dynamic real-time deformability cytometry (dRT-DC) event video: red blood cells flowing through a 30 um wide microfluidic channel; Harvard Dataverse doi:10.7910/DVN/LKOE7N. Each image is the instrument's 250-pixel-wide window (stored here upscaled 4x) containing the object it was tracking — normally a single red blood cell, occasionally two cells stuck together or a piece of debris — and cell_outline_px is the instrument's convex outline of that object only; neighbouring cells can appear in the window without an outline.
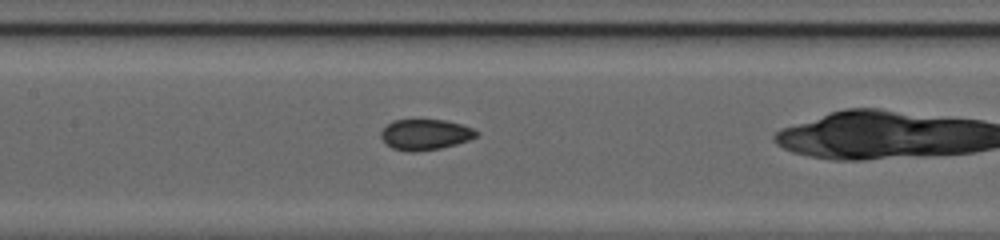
{"species": "common noctule bat (a hibernating species)", "species_latin": "Nyctalus noctula", "temperature_condition": "cold", "stored_images_in_passage": 40, "camera_frame_rate_fps": 3000, "um_per_image_px": 0.085, "animal": {"sex": "female", "body_mass_g": 20.0, "forearm_length_mm": 54.0}, "frame": {"image": 1, "passage_image": 24, "time_ms": 7.667, "image_size_px": [1000, 240], "cell_outline_px": [[480, 136], [456, 144], [440, 148], [416, 152], [408, 152], [392, 148], [384, 144], [380, 136], [380, 132], [392, 120], [444, 120], [460, 124], [472, 128], [480, 132]], "centroid_in_image_um": [36.13, 11.45], "position_along_channel_um": 171.3, "area_um2": 17.22}}
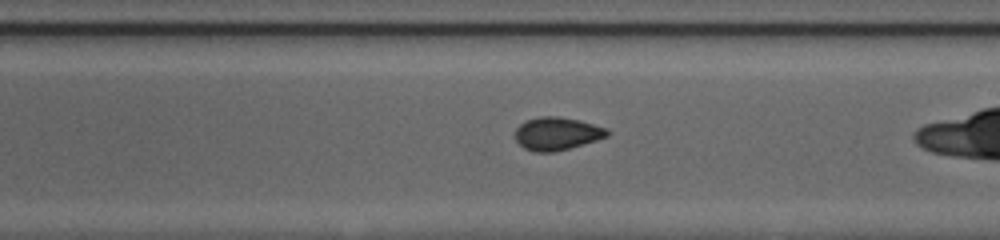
{"frame": {"image": 2, "passage_image": 29, "time_ms": 9.333, "image_size_px": [1000, 240], "cell_outline_px": [[608, 136], [596, 140], [568, 148], [552, 152], [532, 152], [524, 148], [516, 140], [516, 128], [520, 124], [528, 120], [540, 116], [560, 116], [580, 120], [608, 128]], "centroid_in_image_um": [47.34, 11.35], "position_along_channel_um": 241.7, "area_um2": 17.57}}
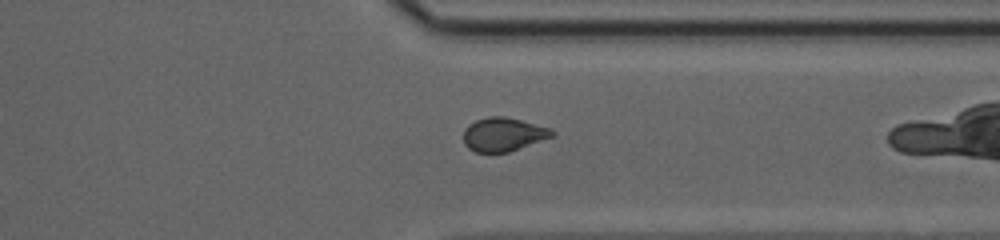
{"frame": {"image": 3, "passage_image": 38, "time_ms": 12.333, "image_size_px": [1000, 240], "cell_outline_px": [[556, 132], [552, 136], [508, 152], [476, 152], [468, 148], [464, 144], [464, 128], [468, 124], [476, 120], [488, 116], [504, 116], [520, 120], [548, 128]], "centroid_in_image_um": [42.72, 11.42], "position_along_channel_um": 368.7, "area_um2": 17.11}}